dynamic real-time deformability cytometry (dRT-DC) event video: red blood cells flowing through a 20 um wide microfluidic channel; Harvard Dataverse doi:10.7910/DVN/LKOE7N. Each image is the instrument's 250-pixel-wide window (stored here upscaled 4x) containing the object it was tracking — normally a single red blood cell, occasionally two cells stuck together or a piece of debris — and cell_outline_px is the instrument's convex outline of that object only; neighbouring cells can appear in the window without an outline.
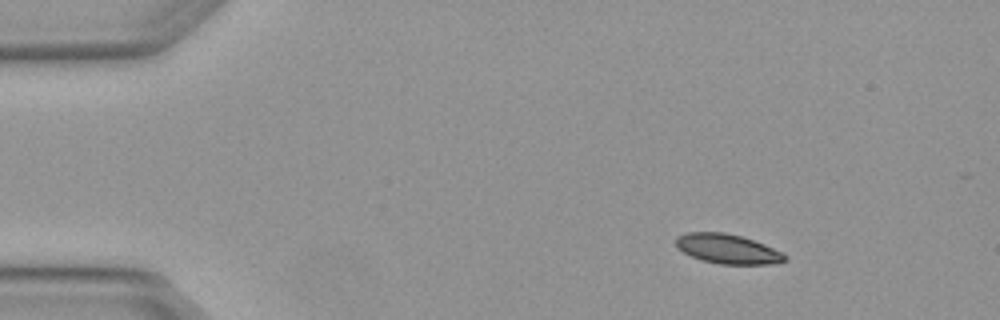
{"species": "Egyptian fruit bat (a non-hibernating species)", "species_latin": "Rousettus aegyptiacus", "temperature_condition": "warm", "stored_images_in_passage": 3, "camera_frame_rate_fps": 3000, "um_per_image_px": 0.085, "animal": {"sex": "female"}, "frame": {"image": 1, "passage_image": 1, "time_ms": 0.0, "image_size_px": [1000, 320], "cell_outline_px": [[788, 256], [784, 260], [772, 264], [720, 264], [704, 260], [692, 256], [676, 248], [676, 236], [688, 232], [724, 232], [740, 236], [764, 244], [784, 252]], "centroid_in_image_um": [61.85, 21.15], "position_along_channel_um": 23.2, "area_um2": 18.67}}